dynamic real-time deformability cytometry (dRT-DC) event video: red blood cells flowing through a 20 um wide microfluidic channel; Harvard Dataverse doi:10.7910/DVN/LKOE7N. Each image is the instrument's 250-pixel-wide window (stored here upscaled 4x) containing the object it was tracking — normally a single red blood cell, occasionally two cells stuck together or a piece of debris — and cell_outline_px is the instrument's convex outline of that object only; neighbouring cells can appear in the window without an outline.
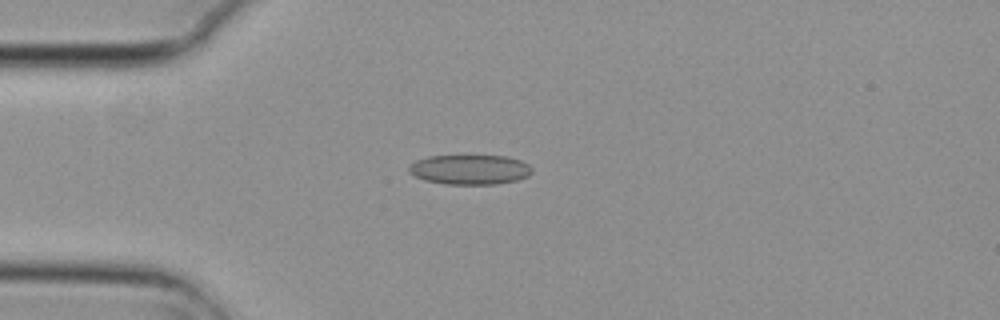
{"species": "common noctule bat (a hibernating species)", "species_latin": "Nyctalus noctula", "temperature_condition": "cold", "stored_images_in_passage": 1, "camera_frame_rate_fps": 3000, "um_per_image_px": 0.085, "animal": {"sex": "female", "body_mass_g": 29.2, "forearm_length_mm": 56.3}, "frame": {"image": 1, "passage_image": 1, "time_ms": 0.0, "image_size_px": [1000, 320], "cell_outline_px": [[532, 172], [528, 176], [516, 180], [496, 184], [444, 184], [424, 180], [408, 172], [408, 168], [416, 160], [428, 156], [504, 156], [520, 160], [528, 164], [532, 168]], "centroid_in_image_um": [39.93, 14.42], "position_along_channel_um": 45.1, "area_um2": 21.27}}